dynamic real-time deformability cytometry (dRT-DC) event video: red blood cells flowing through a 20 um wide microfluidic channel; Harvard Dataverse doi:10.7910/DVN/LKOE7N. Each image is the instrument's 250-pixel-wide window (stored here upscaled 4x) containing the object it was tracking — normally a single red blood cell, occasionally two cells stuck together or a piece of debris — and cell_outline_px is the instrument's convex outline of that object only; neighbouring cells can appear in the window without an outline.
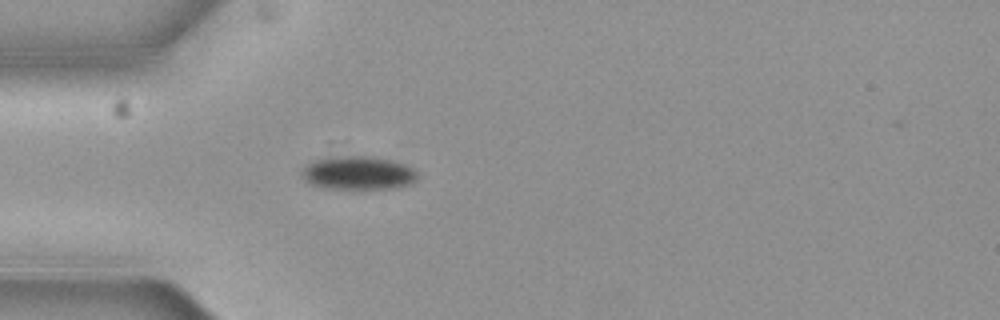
{"species": "common noctule bat (a hibernating species)", "species_latin": "Nyctalus noctula", "temperature_condition": "cold", "stored_images_in_passage": 3, "camera_frame_rate_fps": 3000, "um_per_image_px": 0.085, "animal": {"sex": "female", "body_mass_g": 19.3, "forearm_length_mm": 54.1}, "frame": {"image": 1, "passage_image": 3, "time_ms": 0.667, "image_size_px": [1000, 320], "cell_outline_px": [[416, 180], [408, 184], [392, 188], [328, 188], [312, 184], [304, 180], [304, 168], [308, 164], [316, 160], [352, 156], [364, 156], [388, 160], [404, 164], [412, 168], [416, 172]], "centroid_in_image_um": [30.47, 14.71], "position_along_channel_um": 54.5, "area_um2": 21.56}}